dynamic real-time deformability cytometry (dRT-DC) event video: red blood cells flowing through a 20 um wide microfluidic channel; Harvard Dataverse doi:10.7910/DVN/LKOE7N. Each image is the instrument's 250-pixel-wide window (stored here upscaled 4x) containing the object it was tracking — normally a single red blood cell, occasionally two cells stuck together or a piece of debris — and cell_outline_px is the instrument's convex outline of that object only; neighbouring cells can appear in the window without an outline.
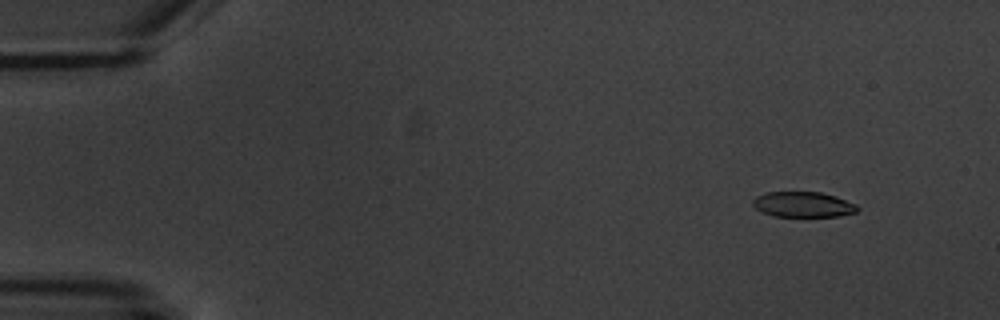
{"species": "common noctule bat (a hibernating species)", "species_latin": "Nyctalus noctula", "temperature_condition": "warm", "stored_images_in_passage": 4, "camera_frame_rate_fps": 3000, "um_per_image_px": 0.085, "animal": {"sex": "male", "body_mass_g": 20.1, "forearm_length_mm": 53.5}, "frame": {"image": 1, "passage_image": 1, "time_ms": 0.0, "image_size_px": [1000, 320], "cell_outline_px": [[860, 208], [856, 212], [840, 216], [772, 216], [756, 208], [752, 204], [752, 200], [756, 196], [768, 192], [820, 192], [836, 196], [856, 204]], "centroid_in_image_um": [68.28, 17.38], "position_along_channel_um": 16.7, "area_um2": 15.43}}
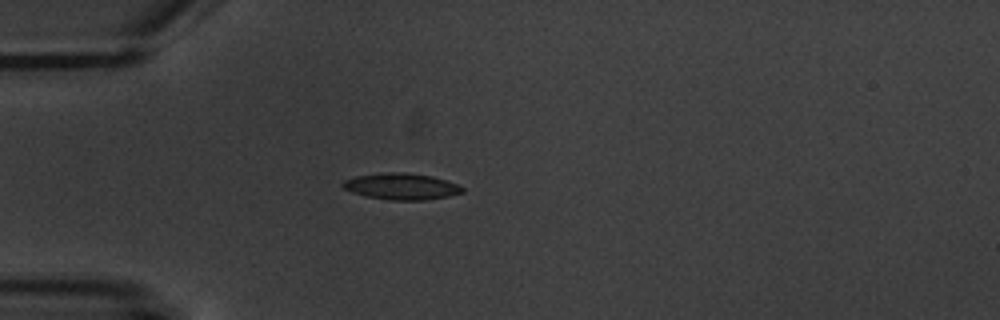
{"frame": {"image": 2, "passage_image": 4, "time_ms": 3.667, "image_size_px": [1000, 320], "cell_outline_px": [[464, 192], [448, 196], [424, 200], [392, 200], [368, 196], [352, 192], [344, 188], [340, 184], [344, 180], [356, 176], [380, 172], [404, 172], [432, 176], [456, 184], [464, 188]], "centroid_in_image_um": [34.1, 15.83], "position_along_channel_um": 50.9, "area_um2": 18.26}}